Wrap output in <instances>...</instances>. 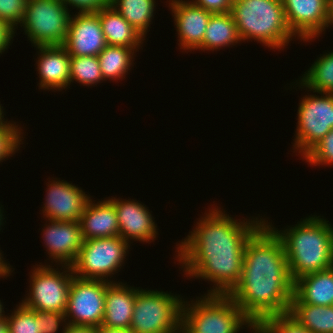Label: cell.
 <instances>
[{
	"label": "cell",
	"instance_id": "6",
	"mask_svg": "<svg viewBox=\"0 0 333 333\" xmlns=\"http://www.w3.org/2000/svg\"><path fill=\"white\" fill-rule=\"evenodd\" d=\"M183 302L171 292L139 289L130 328L135 333H181Z\"/></svg>",
	"mask_w": 333,
	"mask_h": 333
},
{
	"label": "cell",
	"instance_id": "31",
	"mask_svg": "<svg viewBox=\"0 0 333 333\" xmlns=\"http://www.w3.org/2000/svg\"><path fill=\"white\" fill-rule=\"evenodd\" d=\"M15 124H0V162L19 150L22 129ZM21 129V130H20Z\"/></svg>",
	"mask_w": 333,
	"mask_h": 333
},
{
	"label": "cell",
	"instance_id": "41",
	"mask_svg": "<svg viewBox=\"0 0 333 333\" xmlns=\"http://www.w3.org/2000/svg\"><path fill=\"white\" fill-rule=\"evenodd\" d=\"M0 333H9L6 316L0 319Z\"/></svg>",
	"mask_w": 333,
	"mask_h": 333
},
{
	"label": "cell",
	"instance_id": "38",
	"mask_svg": "<svg viewBox=\"0 0 333 333\" xmlns=\"http://www.w3.org/2000/svg\"><path fill=\"white\" fill-rule=\"evenodd\" d=\"M62 333H96V327L64 324Z\"/></svg>",
	"mask_w": 333,
	"mask_h": 333
},
{
	"label": "cell",
	"instance_id": "5",
	"mask_svg": "<svg viewBox=\"0 0 333 333\" xmlns=\"http://www.w3.org/2000/svg\"><path fill=\"white\" fill-rule=\"evenodd\" d=\"M199 298L183 302L181 333H237L243 325L256 333L255 324L228 294Z\"/></svg>",
	"mask_w": 333,
	"mask_h": 333
},
{
	"label": "cell",
	"instance_id": "35",
	"mask_svg": "<svg viewBox=\"0 0 333 333\" xmlns=\"http://www.w3.org/2000/svg\"><path fill=\"white\" fill-rule=\"evenodd\" d=\"M66 7L79 9L77 13H97L110 5V0H61ZM68 5V6H67Z\"/></svg>",
	"mask_w": 333,
	"mask_h": 333
},
{
	"label": "cell",
	"instance_id": "11",
	"mask_svg": "<svg viewBox=\"0 0 333 333\" xmlns=\"http://www.w3.org/2000/svg\"><path fill=\"white\" fill-rule=\"evenodd\" d=\"M113 281L73 276L65 311L67 324L98 327L104 318L106 286Z\"/></svg>",
	"mask_w": 333,
	"mask_h": 333
},
{
	"label": "cell",
	"instance_id": "26",
	"mask_svg": "<svg viewBox=\"0 0 333 333\" xmlns=\"http://www.w3.org/2000/svg\"><path fill=\"white\" fill-rule=\"evenodd\" d=\"M135 49L107 45L97 56L106 81L124 79L134 60Z\"/></svg>",
	"mask_w": 333,
	"mask_h": 333
},
{
	"label": "cell",
	"instance_id": "12",
	"mask_svg": "<svg viewBox=\"0 0 333 333\" xmlns=\"http://www.w3.org/2000/svg\"><path fill=\"white\" fill-rule=\"evenodd\" d=\"M292 33L308 41L318 37L331 22V0H281ZM318 35V36H317Z\"/></svg>",
	"mask_w": 333,
	"mask_h": 333
},
{
	"label": "cell",
	"instance_id": "25",
	"mask_svg": "<svg viewBox=\"0 0 333 333\" xmlns=\"http://www.w3.org/2000/svg\"><path fill=\"white\" fill-rule=\"evenodd\" d=\"M155 3V0H110V6L144 38L154 16Z\"/></svg>",
	"mask_w": 333,
	"mask_h": 333
},
{
	"label": "cell",
	"instance_id": "2",
	"mask_svg": "<svg viewBox=\"0 0 333 333\" xmlns=\"http://www.w3.org/2000/svg\"><path fill=\"white\" fill-rule=\"evenodd\" d=\"M293 294L283 242L265 222L248 239L241 278L228 295L257 326L268 316L287 313Z\"/></svg>",
	"mask_w": 333,
	"mask_h": 333
},
{
	"label": "cell",
	"instance_id": "4",
	"mask_svg": "<svg viewBox=\"0 0 333 333\" xmlns=\"http://www.w3.org/2000/svg\"><path fill=\"white\" fill-rule=\"evenodd\" d=\"M231 14L243 42L254 39L268 48L280 50L295 36L281 0H233Z\"/></svg>",
	"mask_w": 333,
	"mask_h": 333
},
{
	"label": "cell",
	"instance_id": "19",
	"mask_svg": "<svg viewBox=\"0 0 333 333\" xmlns=\"http://www.w3.org/2000/svg\"><path fill=\"white\" fill-rule=\"evenodd\" d=\"M122 282L106 286L104 318L102 326L110 328H130L137 291Z\"/></svg>",
	"mask_w": 333,
	"mask_h": 333
},
{
	"label": "cell",
	"instance_id": "1",
	"mask_svg": "<svg viewBox=\"0 0 333 333\" xmlns=\"http://www.w3.org/2000/svg\"><path fill=\"white\" fill-rule=\"evenodd\" d=\"M225 212L215 207L204 213L176 247V258L187 277L214 283L208 294H228L239 282L246 243L266 220L238 221Z\"/></svg>",
	"mask_w": 333,
	"mask_h": 333
},
{
	"label": "cell",
	"instance_id": "39",
	"mask_svg": "<svg viewBox=\"0 0 333 333\" xmlns=\"http://www.w3.org/2000/svg\"><path fill=\"white\" fill-rule=\"evenodd\" d=\"M96 333H135L131 328H110L107 326H98Z\"/></svg>",
	"mask_w": 333,
	"mask_h": 333
},
{
	"label": "cell",
	"instance_id": "37",
	"mask_svg": "<svg viewBox=\"0 0 333 333\" xmlns=\"http://www.w3.org/2000/svg\"><path fill=\"white\" fill-rule=\"evenodd\" d=\"M15 32L5 21L0 19V54L9 48Z\"/></svg>",
	"mask_w": 333,
	"mask_h": 333
},
{
	"label": "cell",
	"instance_id": "30",
	"mask_svg": "<svg viewBox=\"0 0 333 333\" xmlns=\"http://www.w3.org/2000/svg\"><path fill=\"white\" fill-rule=\"evenodd\" d=\"M16 308L10 316H6L9 333H41L39 311L28 309L22 303Z\"/></svg>",
	"mask_w": 333,
	"mask_h": 333
},
{
	"label": "cell",
	"instance_id": "33",
	"mask_svg": "<svg viewBox=\"0 0 333 333\" xmlns=\"http://www.w3.org/2000/svg\"><path fill=\"white\" fill-rule=\"evenodd\" d=\"M28 0H0V19L14 30L21 24Z\"/></svg>",
	"mask_w": 333,
	"mask_h": 333
},
{
	"label": "cell",
	"instance_id": "18",
	"mask_svg": "<svg viewBox=\"0 0 333 333\" xmlns=\"http://www.w3.org/2000/svg\"><path fill=\"white\" fill-rule=\"evenodd\" d=\"M39 88L60 91L70 86V55L63 45L36 46ZM40 53V54H39Z\"/></svg>",
	"mask_w": 333,
	"mask_h": 333
},
{
	"label": "cell",
	"instance_id": "43",
	"mask_svg": "<svg viewBox=\"0 0 333 333\" xmlns=\"http://www.w3.org/2000/svg\"><path fill=\"white\" fill-rule=\"evenodd\" d=\"M4 307H3V304L0 300V319L4 318L6 315L4 314Z\"/></svg>",
	"mask_w": 333,
	"mask_h": 333
},
{
	"label": "cell",
	"instance_id": "21",
	"mask_svg": "<svg viewBox=\"0 0 333 333\" xmlns=\"http://www.w3.org/2000/svg\"><path fill=\"white\" fill-rule=\"evenodd\" d=\"M294 295L302 303L317 306L333 305V267L296 279Z\"/></svg>",
	"mask_w": 333,
	"mask_h": 333
},
{
	"label": "cell",
	"instance_id": "32",
	"mask_svg": "<svg viewBox=\"0 0 333 333\" xmlns=\"http://www.w3.org/2000/svg\"><path fill=\"white\" fill-rule=\"evenodd\" d=\"M310 165L333 164V129L327 133L304 157ZM332 163V164H331Z\"/></svg>",
	"mask_w": 333,
	"mask_h": 333
},
{
	"label": "cell",
	"instance_id": "42",
	"mask_svg": "<svg viewBox=\"0 0 333 333\" xmlns=\"http://www.w3.org/2000/svg\"><path fill=\"white\" fill-rule=\"evenodd\" d=\"M3 107H1V104H0V124H14V123H12V121H11V123H10V121H5V118H4V112H3V109H2ZM4 118V119H3Z\"/></svg>",
	"mask_w": 333,
	"mask_h": 333
},
{
	"label": "cell",
	"instance_id": "44",
	"mask_svg": "<svg viewBox=\"0 0 333 333\" xmlns=\"http://www.w3.org/2000/svg\"><path fill=\"white\" fill-rule=\"evenodd\" d=\"M1 208H2V205L0 207V227H1L2 223H3L2 221H3V216H4V215H2L3 214V212H2L3 210H1ZM0 230H1V228H0Z\"/></svg>",
	"mask_w": 333,
	"mask_h": 333
},
{
	"label": "cell",
	"instance_id": "9",
	"mask_svg": "<svg viewBox=\"0 0 333 333\" xmlns=\"http://www.w3.org/2000/svg\"><path fill=\"white\" fill-rule=\"evenodd\" d=\"M62 267L63 272L50 265L34 267L30 274V293L21 303L31 310L65 312L74 274L70 265Z\"/></svg>",
	"mask_w": 333,
	"mask_h": 333
},
{
	"label": "cell",
	"instance_id": "34",
	"mask_svg": "<svg viewBox=\"0 0 333 333\" xmlns=\"http://www.w3.org/2000/svg\"><path fill=\"white\" fill-rule=\"evenodd\" d=\"M66 321L65 312L39 311V331L41 333H56L63 322L67 324Z\"/></svg>",
	"mask_w": 333,
	"mask_h": 333
},
{
	"label": "cell",
	"instance_id": "7",
	"mask_svg": "<svg viewBox=\"0 0 333 333\" xmlns=\"http://www.w3.org/2000/svg\"><path fill=\"white\" fill-rule=\"evenodd\" d=\"M71 14L61 0H28L24 27L33 46L64 45Z\"/></svg>",
	"mask_w": 333,
	"mask_h": 333
},
{
	"label": "cell",
	"instance_id": "29",
	"mask_svg": "<svg viewBox=\"0 0 333 333\" xmlns=\"http://www.w3.org/2000/svg\"><path fill=\"white\" fill-rule=\"evenodd\" d=\"M256 333H311L288 312L264 318L257 326Z\"/></svg>",
	"mask_w": 333,
	"mask_h": 333
},
{
	"label": "cell",
	"instance_id": "3",
	"mask_svg": "<svg viewBox=\"0 0 333 333\" xmlns=\"http://www.w3.org/2000/svg\"><path fill=\"white\" fill-rule=\"evenodd\" d=\"M320 216H309L294 227L277 230L281 238L293 281L309 273L333 267V227Z\"/></svg>",
	"mask_w": 333,
	"mask_h": 333
},
{
	"label": "cell",
	"instance_id": "40",
	"mask_svg": "<svg viewBox=\"0 0 333 333\" xmlns=\"http://www.w3.org/2000/svg\"><path fill=\"white\" fill-rule=\"evenodd\" d=\"M11 272L13 271L11 270L10 264L4 262L2 253L0 252V278L10 276Z\"/></svg>",
	"mask_w": 333,
	"mask_h": 333
},
{
	"label": "cell",
	"instance_id": "10",
	"mask_svg": "<svg viewBox=\"0 0 333 333\" xmlns=\"http://www.w3.org/2000/svg\"><path fill=\"white\" fill-rule=\"evenodd\" d=\"M319 94L305 95L299 103L293 149L302 158L333 129V93Z\"/></svg>",
	"mask_w": 333,
	"mask_h": 333
},
{
	"label": "cell",
	"instance_id": "20",
	"mask_svg": "<svg viewBox=\"0 0 333 333\" xmlns=\"http://www.w3.org/2000/svg\"><path fill=\"white\" fill-rule=\"evenodd\" d=\"M88 201L79 218L84 240L119 236V221L114 204L108 199Z\"/></svg>",
	"mask_w": 333,
	"mask_h": 333
},
{
	"label": "cell",
	"instance_id": "14",
	"mask_svg": "<svg viewBox=\"0 0 333 333\" xmlns=\"http://www.w3.org/2000/svg\"><path fill=\"white\" fill-rule=\"evenodd\" d=\"M72 16L63 45L68 54L70 56H98L107 46L99 15L97 13H78Z\"/></svg>",
	"mask_w": 333,
	"mask_h": 333
},
{
	"label": "cell",
	"instance_id": "36",
	"mask_svg": "<svg viewBox=\"0 0 333 333\" xmlns=\"http://www.w3.org/2000/svg\"><path fill=\"white\" fill-rule=\"evenodd\" d=\"M232 1L233 0H193L191 2L213 14H216L231 12Z\"/></svg>",
	"mask_w": 333,
	"mask_h": 333
},
{
	"label": "cell",
	"instance_id": "13",
	"mask_svg": "<svg viewBox=\"0 0 333 333\" xmlns=\"http://www.w3.org/2000/svg\"><path fill=\"white\" fill-rule=\"evenodd\" d=\"M47 187L43 217L53 221H79L91 198L81 188L64 180H52Z\"/></svg>",
	"mask_w": 333,
	"mask_h": 333
},
{
	"label": "cell",
	"instance_id": "24",
	"mask_svg": "<svg viewBox=\"0 0 333 333\" xmlns=\"http://www.w3.org/2000/svg\"><path fill=\"white\" fill-rule=\"evenodd\" d=\"M240 41L237 26L231 12L216 13L211 15L205 29L204 40L197 49L214 51L222 47L234 46L235 43Z\"/></svg>",
	"mask_w": 333,
	"mask_h": 333
},
{
	"label": "cell",
	"instance_id": "22",
	"mask_svg": "<svg viewBox=\"0 0 333 333\" xmlns=\"http://www.w3.org/2000/svg\"><path fill=\"white\" fill-rule=\"evenodd\" d=\"M107 45L137 49L145 38L139 34L112 6L97 12Z\"/></svg>",
	"mask_w": 333,
	"mask_h": 333
},
{
	"label": "cell",
	"instance_id": "27",
	"mask_svg": "<svg viewBox=\"0 0 333 333\" xmlns=\"http://www.w3.org/2000/svg\"><path fill=\"white\" fill-rule=\"evenodd\" d=\"M299 80L301 88L313 93H333V52L319 57Z\"/></svg>",
	"mask_w": 333,
	"mask_h": 333
},
{
	"label": "cell",
	"instance_id": "16",
	"mask_svg": "<svg viewBox=\"0 0 333 333\" xmlns=\"http://www.w3.org/2000/svg\"><path fill=\"white\" fill-rule=\"evenodd\" d=\"M49 221L42 236L49 258L56 263L71 266L84 243L79 221Z\"/></svg>",
	"mask_w": 333,
	"mask_h": 333
},
{
	"label": "cell",
	"instance_id": "45",
	"mask_svg": "<svg viewBox=\"0 0 333 333\" xmlns=\"http://www.w3.org/2000/svg\"><path fill=\"white\" fill-rule=\"evenodd\" d=\"M331 22L333 25V0H331Z\"/></svg>",
	"mask_w": 333,
	"mask_h": 333
},
{
	"label": "cell",
	"instance_id": "17",
	"mask_svg": "<svg viewBox=\"0 0 333 333\" xmlns=\"http://www.w3.org/2000/svg\"><path fill=\"white\" fill-rule=\"evenodd\" d=\"M109 200L114 204L118 216L119 237L128 243L132 239L146 243L155 240L157 225L146 205L133 199L120 200L112 197Z\"/></svg>",
	"mask_w": 333,
	"mask_h": 333
},
{
	"label": "cell",
	"instance_id": "8",
	"mask_svg": "<svg viewBox=\"0 0 333 333\" xmlns=\"http://www.w3.org/2000/svg\"><path fill=\"white\" fill-rule=\"evenodd\" d=\"M129 248V243L119 236L86 239L71 265L73 274L82 279L109 281L108 277L118 273Z\"/></svg>",
	"mask_w": 333,
	"mask_h": 333
},
{
	"label": "cell",
	"instance_id": "23",
	"mask_svg": "<svg viewBox=\"0 0 333 333\" xmlns=\"http://www.w3.org/2000/svg\"><path fill=\"white\" fill-rule=\"evenodd\" d=\"M288 313L311 333H333V305L302 303L293 294Z\"/></svg>",
	"mask_w": 333,
	"mask_h": 333
},
{
	"label": "cell",
	"instance_id": "15",
	"mask_svg": "<svg viewBox=\"0 0 333 333\" xmlns=\"http://www.w3.org/2000/svg\"><path fill=\"white\" fill-rule=\"evenodd\" d=\"M169 7L175 19L180 49L197 50L204 40L205 29L213 13L185 0H171Z\"/></svg>",
	"mask_w": 333,
	"mask_h": 333
},
{
	"label": "cell",
	"instance_id": "28",
	"mask_svg": "<svg viewBox=\"0 0 333 333\" xmlns=\"http://www.w3.org/2000/svg\"><path fill=\"white\" fill-rule=\"evenodd\" d=\"M74 80L84 86L104 81L97 56H70V84Z\"/></svg>",
	"mask_w": 333,
	"mask_h": 333
}]
</instances>
